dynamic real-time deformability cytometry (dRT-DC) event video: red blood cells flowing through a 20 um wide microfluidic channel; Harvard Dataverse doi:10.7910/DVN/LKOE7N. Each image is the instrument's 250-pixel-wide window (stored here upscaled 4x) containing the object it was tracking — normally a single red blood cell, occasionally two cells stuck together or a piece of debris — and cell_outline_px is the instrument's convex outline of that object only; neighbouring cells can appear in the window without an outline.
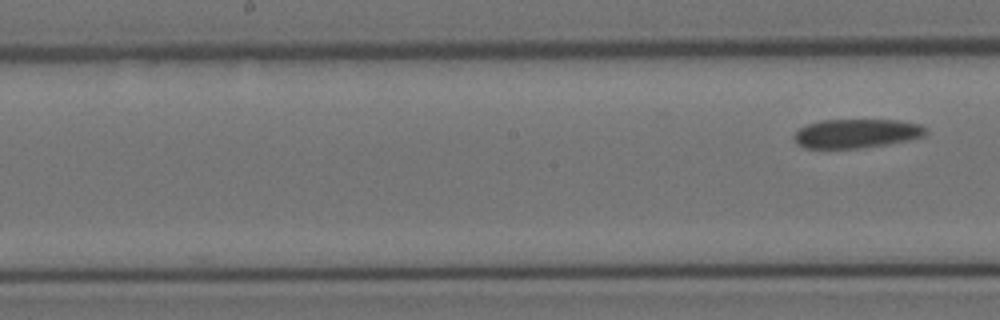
{"species": "Egyptian fruit bat (a non-hibernating species)", "species_latin": "Rousettus aegyptiacus", "temperature_condition": "room temperature", "stored_images_in_passage": 8, "segment_of_instrument_passage": [2, 2], "camera_frame_rate_fps": 3000, "um_per_image_px": 0.085, "animal": {"sex": "female"}, "frame": {"image": 1, "passage_image": 8, "time_ms": 2.333, "image_size_px": [1000, 320], "cell_outline_px": [[924, 136], [908, 140], [888, 144], [860, 148], [804, 148], [796, 144], [792, 136], [800, 128], [808, 124], [824, 120], [900, 120], [920, 124], [924, 128]], "centroid_in_image_um": [72.76, 11.35], "position_along_channel_um": 175.4, "area_um2": 22.2}}